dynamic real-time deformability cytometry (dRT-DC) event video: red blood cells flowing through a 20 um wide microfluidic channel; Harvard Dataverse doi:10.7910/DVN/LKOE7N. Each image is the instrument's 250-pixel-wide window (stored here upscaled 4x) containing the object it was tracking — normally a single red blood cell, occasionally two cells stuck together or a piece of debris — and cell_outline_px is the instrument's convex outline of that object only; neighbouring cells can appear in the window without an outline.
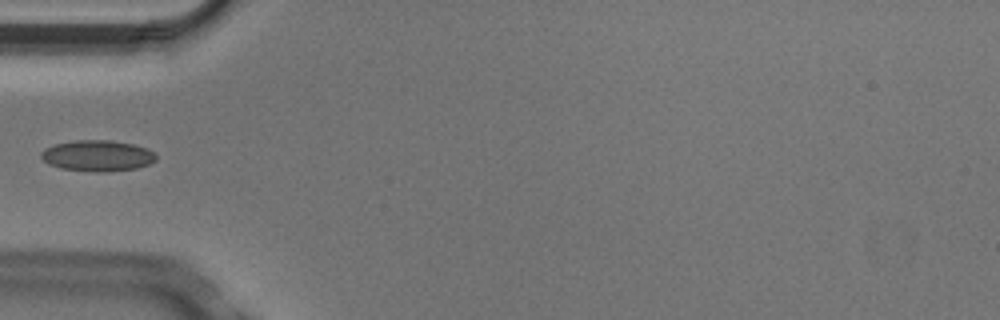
{"species": "Egyptian fruit bat (a non-hibernating species)", "species_latin": "Rousettus aegyptiacus", "temperature_condition": "cold", "stored_images_in_passage": 4, "camera_frame_rate_fps": 3000, "um_per_image_px": 0.085, "animal": {"sex": "male"}, "frame": {"image": 1, "passage_image": 4, "time_ms": 1.0, "image_size_px": [1000, 320], "cell_outline_px": [[156, 160], [148, 164], [136, 168], [108, 172], [96, 172], [60, 168], [48, 164], [40, 156], [40, 152], [44, 148], [56, 144], [76, 140], [112, 140], [132, 144], [148, 148], [156, 156]], "centroid_in_image_um": [8.27, 13.24], "position_along_channel_um": 76.7, "area_um2": 20.81}}